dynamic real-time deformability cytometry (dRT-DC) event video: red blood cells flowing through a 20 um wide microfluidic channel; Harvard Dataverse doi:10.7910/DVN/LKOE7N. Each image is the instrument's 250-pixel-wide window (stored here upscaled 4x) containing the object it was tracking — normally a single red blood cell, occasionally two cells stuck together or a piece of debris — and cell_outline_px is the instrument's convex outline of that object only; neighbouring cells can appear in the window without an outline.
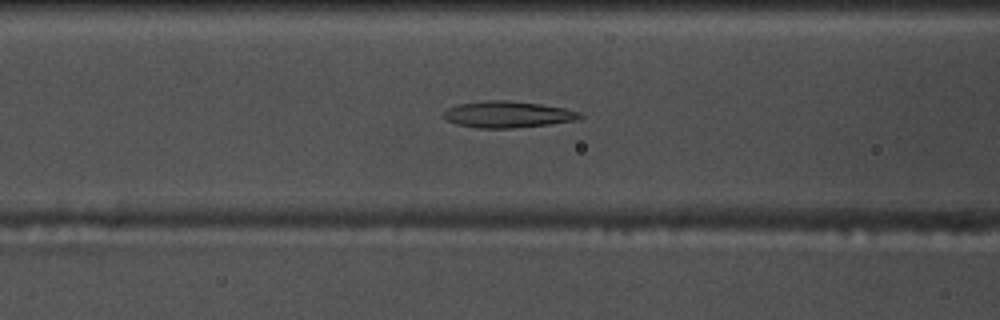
{"species": "common noctule bat (a hibernating species)", "species_latin": "Nyctalus noctula", "temperature_condition": "warm", "stored_images_in_passage": 47, "camera_frame_rate_fps": 3000, "um_per_image_px": 0.085, "animal": {"sex": "male", "body_mass_g": 17.5, "forearm_length_mm": 52.3}, "frame": {"image": 1, "passage_image": 14, "time_ms": 4.333, "image_size_px": [1000, 320], "cell_outline_px": [[584, 116], [576, 120], [548, 124], [512, 128], [480, 128], [456, 124], [448, 120], [444, 116], [444, 112], [448, 108], [460, 104], [488, 100], [508, 100], [540, 104], [564, 108], [580, 112]], "centroid_in_image_um": [43.18, 9.72], "position_along_channel_um": 123.4, "area_um2": 20.75}}
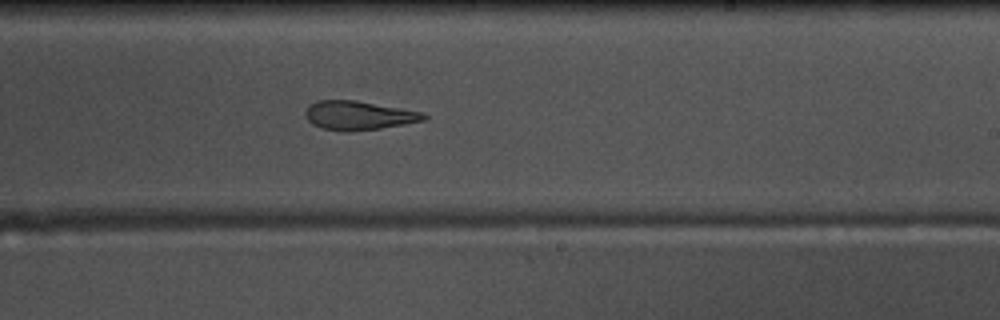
{"frame": {"image": 2, "passage_image": 25, "time_ms": 8.0, "image_size_px": [1000, 320], "cell_outline_px": [[428, 116], [424, 120], [404, 124], [380, 128], [352, 132], [344, 132], [320, 128], [312, 124], [304, 116], [304, 112], [308, 104], [316, 100], [356, 100], [424, 112]], "centroid_in_image_um": [30.43, 9.81], "position_along_channel_um": 258.6, "area_um2": 20.29}}
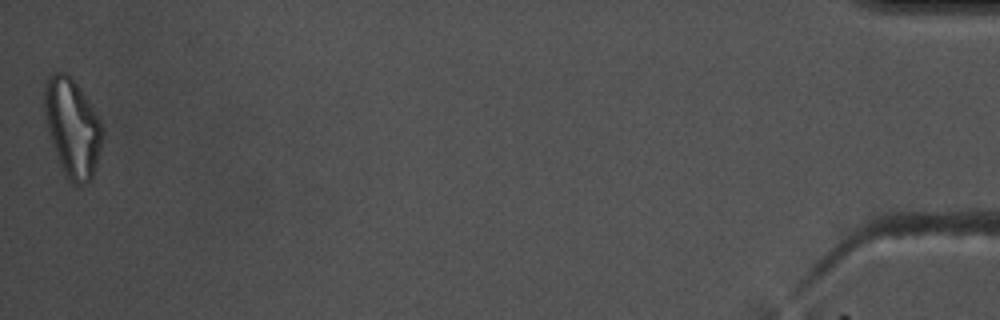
{"frame": {"image": 3, "passage_image": 47, "time_ms": 15.333, "image_size_px": [1000, 320], "cell_outline_px": [[104, 136], [92, 176], [84, 184], [76, 184], [64, 172], [56, 152], [48, 128], [44, 112], [44, 80], [52, 72], [64, 72], [80, 88], [88, 100], [100, 120], [104, 132]], "centroid_in_image_um": [6.15, 10.78], "position_along_channel_um": 429.1, "area_um2": 32.43}, "authors_computed_cell_mechanics": {"area_um2": 21.5594, "velocity_mm_per_s": 3.6929, "shape_relaxation_time_tau1_ms": null, "shape_relaxation_time_tau2_ms": 3.3003, "deformation_change_tau1": null, "deformation_change_tau2": 0.1282}}